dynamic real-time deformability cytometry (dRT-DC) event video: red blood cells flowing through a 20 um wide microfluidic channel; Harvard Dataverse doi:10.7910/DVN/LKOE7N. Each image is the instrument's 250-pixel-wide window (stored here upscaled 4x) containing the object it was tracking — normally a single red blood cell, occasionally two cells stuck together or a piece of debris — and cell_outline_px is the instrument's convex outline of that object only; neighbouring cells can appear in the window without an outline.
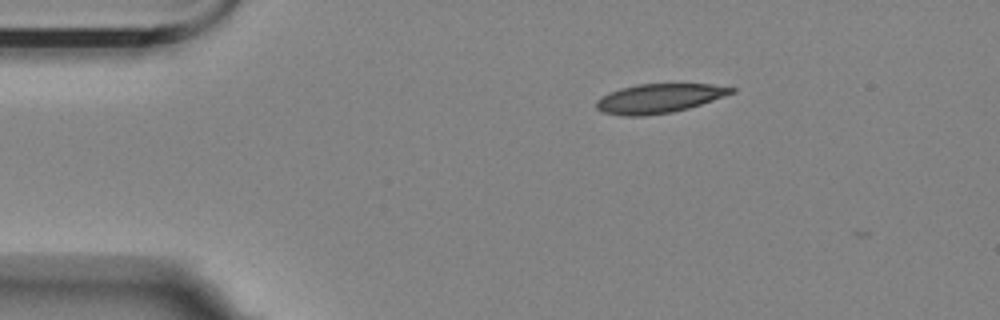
{"species": "Egyptian fruit bat (a non-hibernating species)", "species_latin": "Rousettus aegyptiacus", "temperature_condition": "room temperature", "stored_images_in_passage": 12, "camera_frame_rate_fps": 3000, "um_per_image_px": 0.085, "animal": {"sex": "female"}, "frame": {"image": 1, "passage_image": 1, "time_ms": 0.0, "image_size_px": [1000, 320], "cell_outline_px": [[736, 92], [688, 108], [672, 112], [644, 116], [624, 116], [604, 112], [596, 108], [596, 100], [600, 96], [608, 92], [620, 88], [636, 84], [712, 84], [736, 88]], "centroid_in_image_um": [55.99, 8.36], "position_along_channel_um": 29.0, "area_um2": 23.0}}
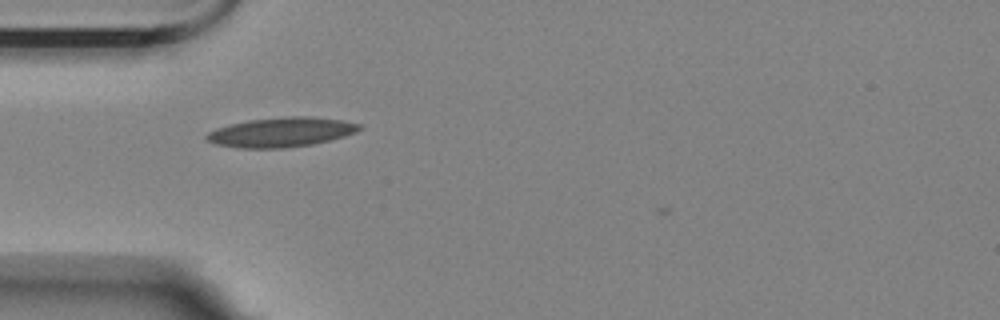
{"frame": {"image": 2, "passage_image": 8, "time_ms": 2.333, "image_size_px": [1000, 320], "cell_outline_px": [[364, 128], [356, 132], [344, 136], [312, 144], [284, 148], [240, 148], [216, 144], [208, 140], [204, 136], [208, 132], [216, 128], [248, 120], [288, 116], [308, 116], [340, 120], [360, 124]], "centroid_in_image_um": [23.9, 11.23], "position_along_channel_um": 61.1, "area_um2": 26.13}}
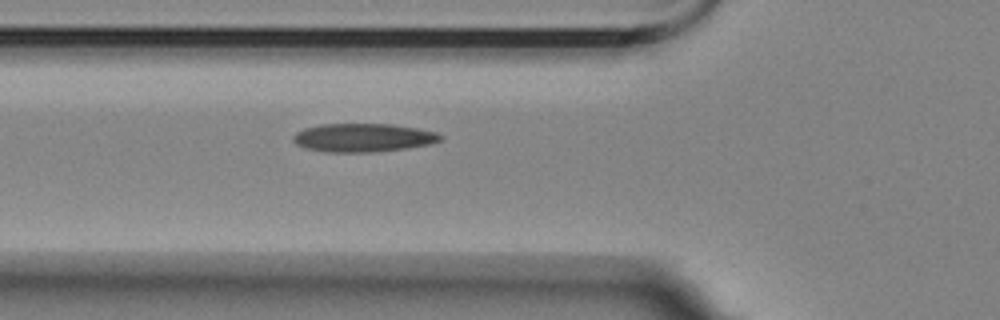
{"frame": {"image": 3, "passage_image": 11, "time_ms": 3.333, "image_size_px": [1000, 320], "cell_outline_px": [[444, 140], [432, 144], [408, 148], [372, 152], [324, 152], [308, 148], [296, 144], [292, 140], [292, 136], [296, 132], [304, 128], [320, 124], [392, 124], [416, 128], [436, 132], [444, 136]], "centroid_in_image_um": [30.9, 11.7], "position_along_channel_um": 94.9, "area_um2": 24.62}}